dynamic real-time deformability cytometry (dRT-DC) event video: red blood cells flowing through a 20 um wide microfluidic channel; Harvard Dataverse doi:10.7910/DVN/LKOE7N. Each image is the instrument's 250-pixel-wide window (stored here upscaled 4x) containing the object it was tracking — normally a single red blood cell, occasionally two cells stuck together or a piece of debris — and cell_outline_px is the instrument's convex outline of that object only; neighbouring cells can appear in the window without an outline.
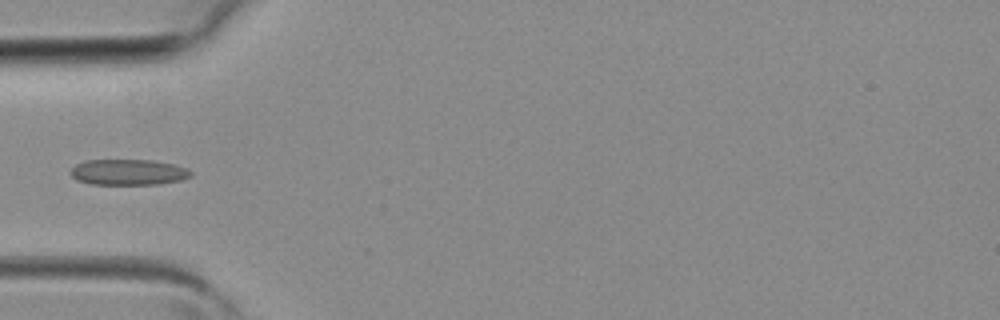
{"species": "common noctule bat (a hibernating species)", "species_latin": "Nyctalus noctula", "temperature_condition": "room temperature", "stored_images_in_passage": 5, "camera_frame_rate_fps": 3000, "um_per_image_px": 0.085, "animal": {"sex": "female", "body_mass_g": 19.3, "forearm_length_mm": 54.1}, "frame": {"image": 1, "passage_image": 5, "time_ms": 1.333, "image_size_px": [1000, 320], "cell_outline_px": [[192, 176], [180, 180], [160, 184], [92, 184], [76, 180], [68, 172], [76, 164], [84, 160], [152, 160], [172, 164], [188, 168], [192, 172]], "centroid_in_image_um": [10.89, 14.63], "position_along_channel_um": 74.1, "area_um2": 18.15}}